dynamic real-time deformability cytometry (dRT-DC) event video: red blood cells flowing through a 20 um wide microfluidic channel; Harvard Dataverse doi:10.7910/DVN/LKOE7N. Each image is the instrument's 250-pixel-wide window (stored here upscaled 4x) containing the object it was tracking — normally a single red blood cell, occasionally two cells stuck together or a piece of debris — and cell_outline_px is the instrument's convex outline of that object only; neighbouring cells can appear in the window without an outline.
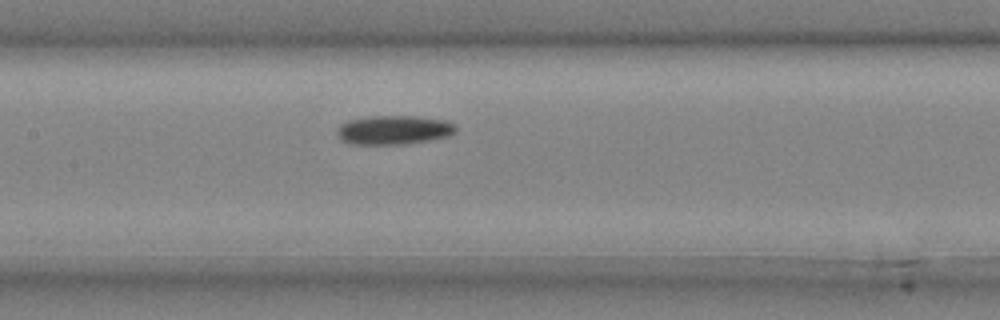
{"species": "common noctule bat (a hibernating species)", "species_latin": "Nyctalus noctula", "temperature_condition": "cold", "stored_images_in_passage": 4, "camera_frame_rate_fps": 3000, "um_per_image_px": 0.085, "animal": {"sex": "male", "body_mass_g": 20.4}, "frame": {"image": 1, "passage_image": 4, "time_ms": 1.0, "image_size_px": [1000, 320], "cell_outline_px": [[456, 132], [448, 136], [428, 140], [404, 144], [348, 144], [340, 140], [336, 132], [348, 120], [368, 116], [416, 116], [448, 120], [456, 124]], "centroid_in_image_um": [33.5, 11.04], "position_along_channel_um": 173.9, "area_um2": 20.17}}